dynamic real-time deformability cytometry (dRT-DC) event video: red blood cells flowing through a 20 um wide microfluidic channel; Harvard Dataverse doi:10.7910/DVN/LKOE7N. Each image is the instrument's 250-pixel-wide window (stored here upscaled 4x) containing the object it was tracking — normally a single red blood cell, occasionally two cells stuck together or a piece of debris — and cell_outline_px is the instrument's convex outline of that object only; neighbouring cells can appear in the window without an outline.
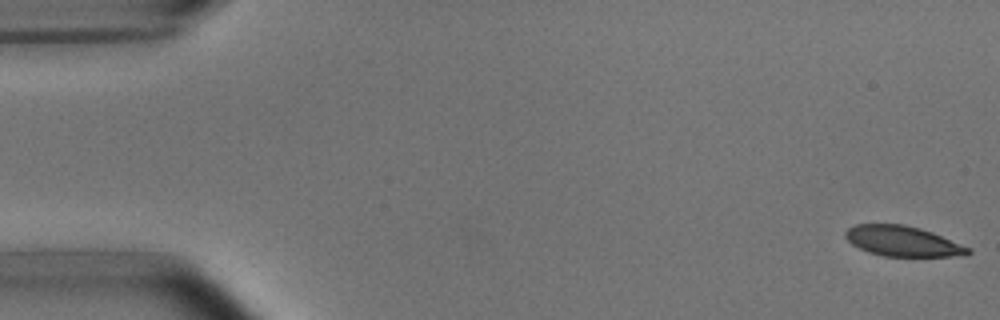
{"species": "common noctule bat (a hibernating species)", "species_latin": "Nyctalus noctula", "temperature_condition": "room temperature", "stored_images_in_passage": 6, "camera_frame_rate_fps": 3000, "um_per_image_px": 0.085, "animal": {"sex": "male", "body_mass_g": 15.6}, "frame": {"image": 1, "passage_image": 1, "time_ms": 0.0, "image_size_px": [1000, 320], "cell_outline_px": [[972, 252], [964, 256], [884, 256], [868, 252], [852, 244], [844, 236], [844, 232], [848, 228], [856, 224], [904, 224], [920, 228], [932, 232], [972, 248]], "centroid_in_image_um": [76.75, 20.5], "position_along_channel_um": 8.3, "area_um2": 21.73}}
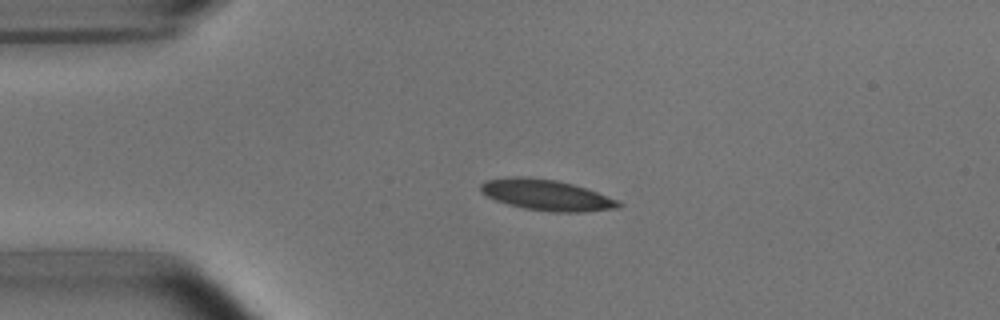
{"frame": {"image": 2, "passage_image": 4, "time_ms": 3.667, "image_size_px": [1000, 320], "cell_outline_px": [[624, 204], [620, 208], [584, 212], [552, 212], [524, 208], [508, 204], [496, 200], [480, 192], [480, 184], [484, 180], [516, 176], [520, 176], [556, 180], [572, 184], [620, 200]], "centroid_in_image_um": [46.47, 16.58], "position_along_channel_um": 38.5, "area_um2": 24.8}}